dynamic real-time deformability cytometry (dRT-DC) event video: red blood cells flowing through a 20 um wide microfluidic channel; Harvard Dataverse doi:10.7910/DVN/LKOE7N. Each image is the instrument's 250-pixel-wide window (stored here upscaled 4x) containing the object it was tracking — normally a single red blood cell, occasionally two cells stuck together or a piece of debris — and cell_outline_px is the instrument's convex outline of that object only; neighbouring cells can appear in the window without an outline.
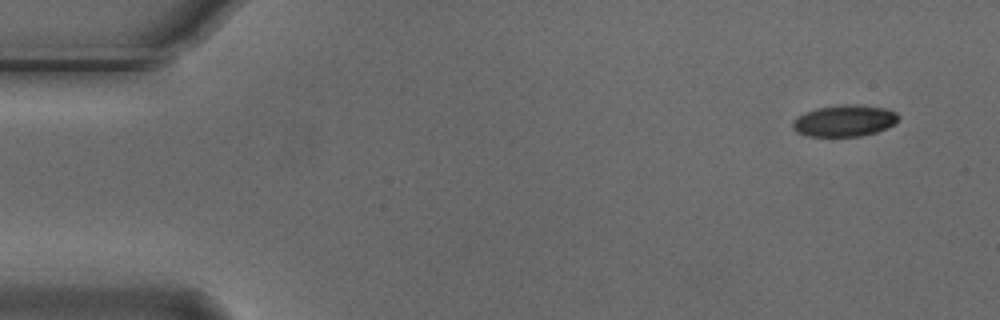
{"species": "Egyptian fruit bat (a non-hibernating species)", "species_latin": "Rousettus aegyptiacus", "temperature_condition": "cold", "stored_images_in_passage": 5, "camera_frame_rate_fps": 3000, "um_per_image_px": 0.085, "animal": {"sex": "male"}, "frame": {"image": 1, "passage_image": 1, "time_ms": 0.0, "image_size_px": [1000, 320], "cell_outline_px": [[900, 116], [888, 128], [876, 132], [860, 136], [808, 136], [796, 132], [792, 128], [792, 120], [816, 108], [844, 104], [856, 104], [884, 108], [896, 112]], "centroid_in_image_um": [71.77, 10.26], "position_along_channel_um": 13.2, "area_um2": 19.31}}